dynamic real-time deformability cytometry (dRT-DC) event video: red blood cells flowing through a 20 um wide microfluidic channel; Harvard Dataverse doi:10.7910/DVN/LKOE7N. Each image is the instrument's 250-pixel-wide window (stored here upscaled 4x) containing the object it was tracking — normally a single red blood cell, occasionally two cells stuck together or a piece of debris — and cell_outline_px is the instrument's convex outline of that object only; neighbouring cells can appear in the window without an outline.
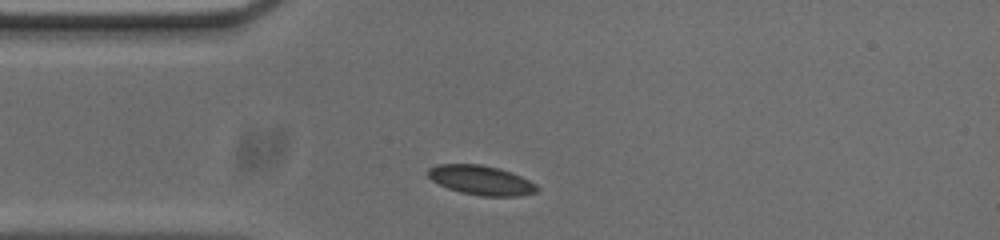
{"species": "common noctule bat (a hibernating species)", "species_latin": "Nyctalus noctula", "temperature_condition": "cold", "stored_images_in_passage": 37, "camera_frame_rate_fps": 3000, "um_per_image_px": 0.085, "animal": {"sex": "male", "body_mass_g": 20.0, "forearm_length_mm": 53.3}, "frame": {"image": 1, "passage_image": 3, "time_ms": 0.667, "image_size_px": [1000, 240], "cell_outline_px": [[540, 188], [536, 192], [520, 196], [480, 196], [460, 192], [448, 188], [432, 180], [428, 176], [428, 168], [436, 164], [480, 164], [500, 168], [520, 176], [536, 184]], "centroid_in_image_um": [40.89, 15.32], "position_along_channel_um": 44.1, "area_um2": 18.73}}
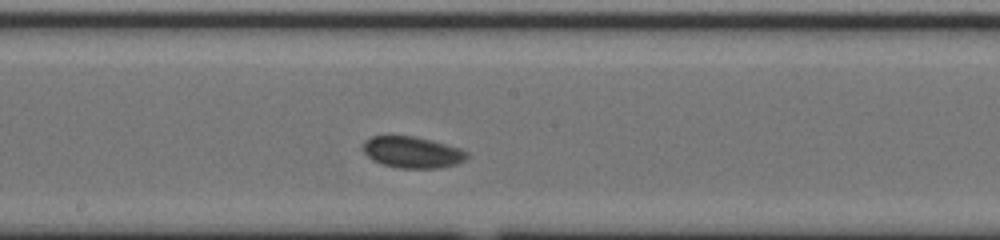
{"frame": {"image": 2, "passage_image": 18, "time_ms": 5.667, "image_size_px": [1000, 240], "cell_outline_px": [[468, 156], [464, 160], [456, 164], [440, 168], [396, 168], [372, 160], [360, 148], [364, 140], [372, 136], [412, 136], [432, 140], [460, 148], [468, 152]], "centroid_in_image_um": [35.02, 12.94], "position_along_channel_um": 213.2, "area_um2": 19.13}}
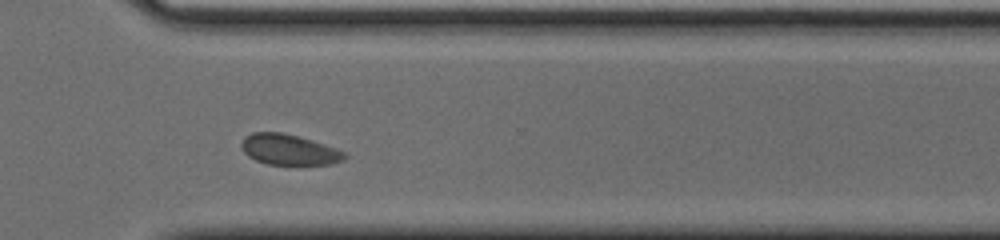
{"frame": {"image": 3, "passage_image": 29, "time_ms": 9.333, "image_size_px": [1000, 240], "cell_outline_px": [[348, 156], [344, 160], [332, 164], [268, 164], [256, 160], [248, 156], [244, 152], [240, 144], [240, 140], [244, 136], [252, 132], [280, 132], [312, 140], [336, 148], [344, 152]], "centroid_in_image_um": [24.54, 12.71], "position_along_channel_um": 346.1, "area_um2": 18.38}}